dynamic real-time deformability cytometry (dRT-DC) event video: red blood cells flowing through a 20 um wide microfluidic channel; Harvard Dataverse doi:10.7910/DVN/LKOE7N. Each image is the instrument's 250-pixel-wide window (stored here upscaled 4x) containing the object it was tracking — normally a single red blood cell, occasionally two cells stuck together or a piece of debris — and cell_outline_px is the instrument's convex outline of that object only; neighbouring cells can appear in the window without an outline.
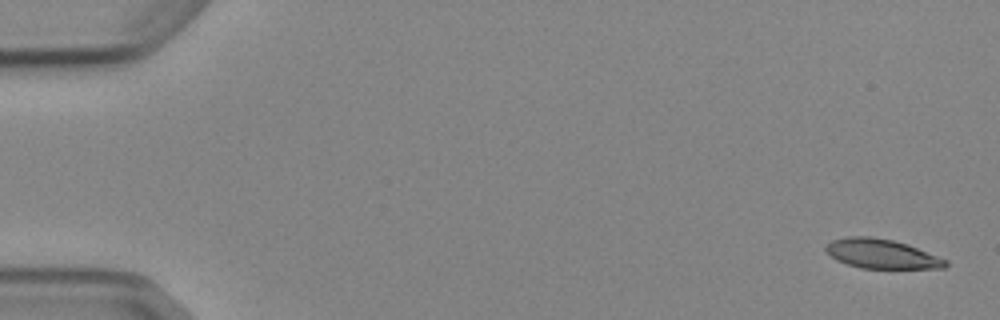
{"species": "Egyptian fruit bat (a non-hibernating species)", "species_latin": "Rousettus aegyptiacus", "temperature_condition": "cold", "stored_images_in_passage": 5, "segment_of_instrument_passage": [1, 2], "camera_frame_rate_fps": 3000, "um_per_image_px": 0.085, "animal": {"sex": "female"}, "frame": {"image": 1, "passage_image": 1, "time_ms": 0.0, "image_size_px": [1000, 320], "cell_outline_px": [[948, 264], [944, 268], [860, 268], [836, 260], [824, 248], [832, 240], [848, 236], [872, 236], [892, 240], [916, 248], [948, 260]], "centroid_in_image_um": [74.92, 21.57], "position_along_channel_um": 10.1, "area_um2": 20.17}}
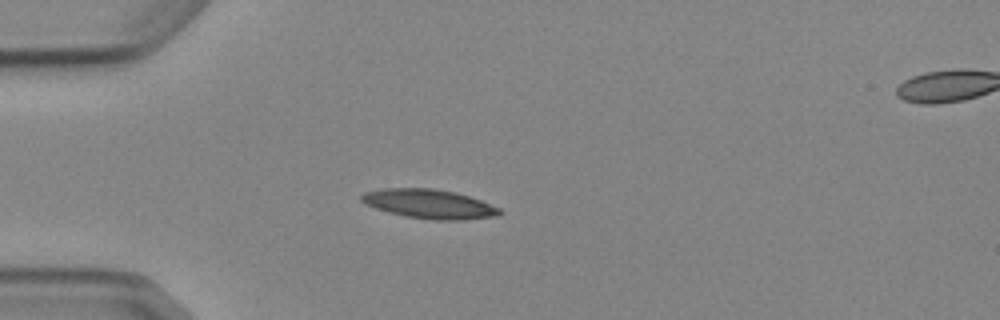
{"frame": {"image": 2, "passage_image": 4, "time_ms": 4.333, "image_size_px": [1000, 320], "cell_outline_px": [[504, 212], [500, 216], [464, 220], [436, 220], [404, 216], [388, 212], [376, 208], [360, 200], [360, 196], [364, 192], [384, 188], [432, 188], [456, 192], [480, 200], [500, 208]], "centroid_in_image_um": [36.53, 17.34], "position_along_channel_um": 48.5, "area_um2": 23.58}}